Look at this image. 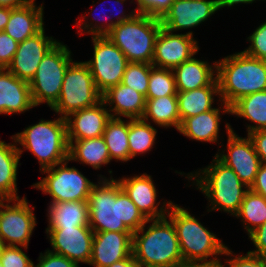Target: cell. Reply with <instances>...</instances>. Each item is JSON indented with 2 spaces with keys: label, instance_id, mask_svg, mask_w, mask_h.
<instances>
[{
  "label": "cell",
  "instance_id": "6da1fadb",
  "mask_svg": "<svg viewBox=\"0 0 266 267\" xmlns=\"http://www.w3.org/2000/svg\"><path fill=\"white\" fill-rule=\"evenodd\" d=\"M88 196L89 226L94 232H136L146 222L117 179L99 175Z\"/></svg>",
  "mask_w": 266,
  "mask_h": 267
},
{
  "label": "cell",
  "instance_id": "ab89813d",
  "mask_svg": "<svg viewBox=\"0 0 266 267\" xmlns=\"http://www.w3.org/2000/svg\"><path fill=\"white\" fill-rule=\"evenodd\" d=\"M24 247L6 246L0 262L3 267H33L34 262L22 250Z\"/></svg>",
  "mask_w": 266,
  "mask_h": 267
},
{
  "label": "cell",
  "instance_id": "e0dca14e",
  "mask_svg": "<svg viewBox=\"0 0 266 267\" xmlns=\"http://www.w3.org/2000/svg\"><path fill=\"white\" fill-rule=\"evenodd\" d=\"M57 42L52 36H46L43 28L36 35L18 43L17 51L6 69L17 78L30 82L45 54Z\"/></svg>",
  "mask_w": 266,
  "mask_h": 267
},
{
  "label": "cell",
  "instance_id": "44dd1931",
  "mask_svg": "<svg viewBox=\"0 0 266 267\" xmlns=\"http://www.w3.org/2000/svg\"><path fill=\"white\" fill-rule=\"evenodd\" d=\"M33 107L29 82L0 68V114L24 113Z\"/></svg>",
  "mask_w": 266,
  "mask_h": 267
},
{
  "label": "cell",
  "instance_id": "4fadbf2b",
  "mask_svg": "<svg viewBox=\"0 0 266 267\" xmlns=\"http://www.w3.org/2000/svg\"><path fill=\"white\" fill-rule=\"evenodd\" d=\"M225 127L228 135L227 146H225L227 151L226 148L222 149V152L218 149L219 152L215 156L231 168L240 180L250 188L261 165L260 158L248 135L244 138L240 137L227 122Z\"/></svg>",
  "mask_w": 266,
  "mask_h": 267
},
{
  "label": "cell",
  "instance_id": "3957f363",
  "mask_svg": "<svg viewBox=\"0 0 266 267\" xmlns=\"http://www.w3.org/2000/svg\"><path fill=\"white\" fill-rule=\"evenodd\" d=\"M150 222L152 224L147 225ZM132 254L139 267H176L185 264L176 229L167 216L147 220L133 233Z\"/></svg>",
  "mask_w": 266,
  "mask_h": 267
},
{
  "label": "cell",
  "instance_id": "4316f807",
  "mask_svg": "<svg viewBox=\"0 0 266 267\" xmlns=\"http://www.w3.org/2000/svg\"><path fill=\"white\" fill-rule=\"evenodd\" d=\"M12 143L0 140V200L19 199L17 191V173L20 154L13 136Z\"/></svg>",
  "mask_w": 266,
  "mask_h": 267
},
{
  "label": "cell",
  "instance_id": "603a6c76",
  "mask_svg": "<svg viewBox=\"0 0 266 267\" xmlns=\"http://www.w3.org/2000/svg\"><path fill=\"white\" fill-rule=\"evenodd\" d=\"M102 100L109 106L107 109L113 118H142L146 106V97L143 94L122 83L104 92Z\"/></svg>",
  "mask_w": 266,
  "mask_h": 267
},
{
  "label": "cell",
  "instance_id": "277c9868",
  "mask_svg": "<svg viewBox=\"0 0 266 267\" xmlns=\"http://www.w3.org/2000/svg\"><path fill=\"white\" fill-rule=\"evenodd\" d=\"M219 98L231 106L243 96L266 90V61L244 51L216 61Z\"/></svg>",
  "mask_w": 266,
  "mask_h": 267
},
{
  "label": "cell",
  "instance_id": "7402d4cb",
  "mask_svg": "<svg viewBox=\"0 0 266 267\" xmlns=\"http://www.w3.org/2000/svg\"><path fill=\"white\" fill-rule=\"evenodd\" d=\"M218 108H213L204 113H200L193 117L185 118L178 129V131L186 136L188 139L219 144V130L221 113L230 114V106L224 104L222 101ZM221 110V111H220Z\"/></svg>",
  "mask_w": 266,
  "mask_h": 267
},
{
  "label": "cell",
  "instance_id": "c3c4849f",
  "mask_svg": "<svg viewBox=\"0 0 266 267\" xmlns=\"http://www.w3.org/2000/svg\"><path fill=\"white\" fill-rule=\"evenodd\" d=\"M33 0H0L1 7L18 8L25 6Z\"/></svg>",
  "mask_w": 266,
  "mask_h": 267
},
{
  "label": "cell",
  "instance_id": "b9f144b4",
  "mask_svg": "<svg viewBox=\"0 0 266 267\" xmlns=\"http://www.w3.org/2000/svg\"><path fill=\"white\" fill-rule=\"evenodd\" d=\"M18 43L4 31L0 32V68H7L17 51Z\"/></svg>",
  "mask_w": 266,
  "mask_h": 267
},
{
  "label": "cell",
  "instance_id": "8992f818",
  "mask_svg": "<svg viewBox=\"0 0 266 267\" xmlns=\"http://www.w3.org/2000/svg\"><path fill=\"white\" fill-rule=\"evenodd\" d=\"M13 137L17 146L23 147V150L17 147L20 156L25 150L30 151L40 163V171L68 159L67 123L60 116L54 120L41 119Z\"/></svg>",
  "mask_w": 266,
  "mask_h": 267
},
{
  "label": "cell",
  "instance_id": "7bdbcfd3",
  "mask_svg": "<svg viewBox=\"0 0 266 267\" xmlns=\"http://www.w3.org/2000/svg\"><path fill=\"white\" fill-rule=\"evenodd\" d=\"M37 261L39 262L36 265L33 264V267H79L76 262L49 250L41 252Z\"/></svg>",
  "mask_w": 266,
  "mask_h": 267
},
{
  "label": "cell",
  "instance_id": "5bb4252c",
  "mask_svg": "<svg viewBox=\"0 0 266 267\" xmlns=\"http://www.w3.org/2000/svg\"><path fill=\"white\" fill-rule=\"evenodd\" d=\"M193 31L176 34L161 27L157 35L152 65L173 70L196 55L200 48Z\"/></svg>",
  "mask_w": 266,
  "mask_h": 267
},
{
  "label": "cell",
  "instance_id": "ee69618b",
  "mask_svg": "<svg viewBox=\"0 0 266 267\" xmlns=\"http://www.w3.org/2000/svg\"><path fill=\"white\" fill-rule=\"evenodd\" d=\"M255 246V250L249 252L266 258V221L248 235Z\"/></svg>",
  "mask_w": 266,
  "mask_h": 267
},
{
  "label": "cell",
  "instance_id": "d6986e66",
  "mask_svg": "<svg viewBox=\"0 0 266 267\" xmlns=\"http://www.w3.org/2000/svg\"><path fill=\"white\" fill-rule=\"evenodd\" d=\"M132 232H94L92 256L88 265L107 267L132 255Z\"/></svg>",
  "mask_w": 266,
  "mask_h": 267
},
{
  "label": "cell",
  "instance_id": "1f68e13d",
  "mask_svg": "<svg viewBox=\"0 0 266 267\" xmlns=\"http://www.w3.org/2000/svg\"><path fill=\"white\" fill-rule=\"evenodd\" d=\"M102 137L107 145L111 160L123 163L130 161L128 119L111 117L106 124Z\"/></svg>",
  "mask_w": 266,
  "mask_h": 267
},
{
  "label": "cell",
  "instance_id": "f6af8a7d",
  "mask_svg": "<svg viewBox=\"0 0 266 267\" xmlns=\"http://www.w3.org/2000/svg\"><path fill=\"white\" fill-rule=\"evenodd\" d=\"M252 140L261 163L266 164V130H257L248 134Z\"/></svg>",
  "mask_w": 266,
  "mask_h": 267
},
{
  "label": "cell",
  "instance_id": "ffe728a7",
  "mask_svg": "<svg viewBox=\"0 0 266 267\" xmlns=\"http://www.w3.org/2000/svg\"><path fill=\"white\" fill-rule=\"evenodd\" d=\"M111 114L103 100L95 106L83 108L66 117L67 140L101 137Z\"/></svg>",
  "mask_w": 266,
  "mask_h": 267
},
{
  "label": "cell",
  "instance_id": "2e32d148",
  "mask_svg": "<svg viewBox=\"0 0 266 267\" xmlns=\"http://www.w3.org/2000/svg\"><path fill=\"white\" fill-rule=\"evenodd\" d=\"M121 189L130 197L136 207L147 220L161 219L167 216L168 209L173 203L164 200L161 205L157 202V189L152 176L147 173L118 178ZM161 205V207H159Z\"/></svg>",
  "mask_w": 266,
  "mask_h": 267
},
{
  "label": "cell",
  "instance_id": "e575fe53",
  "mask_svg": "<svg viewBox=\"0 0 266 267\" xmlns=\"http://www.w3.org/2000/svg\"><path fill=\"white\" fill-rule=\"evenodd\" d=\"M114 1H115L114 4L119 5V4H123L127 0H114ZM100 4L102 5L103 3H100ZM113 8H115V7L112 6L111 10H114ZM118 12L120 13V14H118V16L116 14L110 13L112 16L109 15V17H111V18L107 17V18H109V20H108L109 22H106V23H104L106 20L101 19V18H105V19H107V18L104 17V14H101V16H99V18L101 17L100 20L104 21L101 24L98 22V19H99V18L97 19L98 16L95 15L96 18L93 16V19H90L88 22L89 17L87 18L86 14H84L83 17L78 20V22L77 21L75 22L76 23L75 25H77V27L79 28L78 29L79 31H77L78 35L81 36L82 34L86 33V34H91L92 37L93 36H106L113 29V27L116 24H120L124 21L130 20L135 15H137V12L135 9L132 10L129 14H126L125 13L126 11H122V9H120ZM112 17H114V19ZM115 18H116V20H115ZM90 21H92V22H90ZM93 21L95 23H93Z\"/></svg>",
  "mask_w": 266,
  "mask_h": 267
},
{
  "label": "cell",
  "instance_id": "f35d334b",
  "mask_svg": "<svg viewBox=\"0 0 266 267\" xmlns=\"http://www.w3.org/2000/svg\"><path fill=\"white\" fill-rule=\"evenodd\" d=\"M247 40L251 44L243 51L249 56L266 61V21L261 23Z\"/></svg>",
  "mask_w": 266,
  "mask_h": 267
},
{
  "label": "cell",
  "instance_id": "30bf717a",
  "mask_svg": "<svg viewBox=\"0 0 266 267\" xmlns=\"http://www.w3.org/2000/svg\"><path fill=\"white\" fill-rule=\"evenodd\" d=\"M69 160L56 164L55 166L42 170L46 177L34 183L31 187L41 190L44 194L51 196V202L88 201L93 181L91 182L78 169L68 167Z\"/></svg>",
  "mask_w": 266,
  "mask_h": 267
},
{
  "label": "cell",
  "instance_id": "4dcf8cb0",
  "mask_svg": "<svg viewBox=\"0 0 266 267\" xmlns=\"http://www.w3.org/2000/svg\"><path fill=\"white\" fill-rule=\"evenodd\" d=\"M142 119L149 123L154 122L159 127H174L178 131L181 120L178 111L177 95L146 99Z\"/></svg>",
  "mask_w": 266,
  "mask_h": 267
},
{
  "label": "cell",
  "instance_id": "d6a6232c",
  "mask_svg": "<svg viewBox=\"0 0 266 267\" xmlns=\"http://www.w3.org/2000/svg\"><path fill=\"white\" fill-rule=\"evenodd\" d=\"M157 130L142 118L128 120V142L130 160L137 155L145 154L154 148Z\"/></svg>",
  "mask_w": 266,
  "mask_h": 267
},
{
  "label": "cell",
  "instance_id": "9a60e30c",
  "mask_svg": "<svg viewBox=\"0 0 266 267\" xmlns=\"http://www.w3.org/2000/svg\"><path fill=\"white\" fill-rule=\"evenodd\" d=\"M52 250L50 252L65 256L79 263L89 264L92 256L94 231L90 226L69 228H46Z\"/></svg>",
  "mask_w": 266,
  "mask_h": 267
},
{
  "label": "cell",
  "instance_id": "ba28073f",
  "mask_svg": "<svg viewBox=\"0 0 266 267\" xmlns=\"http://www.w3.org/2000/svg\"><path fill=\"white\" fill-rule=\"evenodd\" d=\"M71 53L67 45L58 41L45 54L35 76L29 82L35 107L47 103L51 108L58 101L65 72L73 62Z\"/></svg>",
  "mask_w": 266,
  "mask_h": 267
},
{
  "label": "cell",
  "instance_id": "f5cc1de1",
  "mask_svg": "<svg viewBox=\"0 0 266 267\" xmlns=\"http://www.w3.org/2000/svg\"><path fill=\"white\" fill-rule=\"evenodd\" d=\"M6 247L4 241L0 238V258L2 256V252L4 250V248Z\"/></svg>",
  "mask_w": 266,
  "mask_h": 267
},
{
  "label": "cell",
  "instance_id": "5b68a950",
  "mask_svg": "<svg viewBox=\"0 0 266 267\" xmlns=\"http://www.w3.org/2000/svg\"><path fill=\"white\" fill-rule=\"evenodd\" d=\"M186 175L185 178L193 180L196 189L208 199L210 204L208 203L207 212L220 210L234 217L249 190L238 175L215 155L207 167Z\"/></svg>",
  "mask_w": 266,
  "mask_h": 267
},
{
  "label": "cell",
  "instance_id": "f907efd6",
  "mask_svg": "<svg viewBox=\"0 0 266 267\" xmlns=\"http://www.w3.org/2000/svg\"><path fill=\"white\" fill-rule=\"evenodd\" d=\"M11 8L0 6V32L4 31L10 18Z\"/></svg>",
  "mask_w": 266,
  "mask_h": 267
},
{
  "label": "cell",
  "instance_id": "bcb514c9",
  "mask_svg": "<svg viewBox=\"0 0 266 267\" xmlns=\"http://www.w3.org/2000/svg\"><path fill=\"white\" fill-rule=\"evenodd\" d=\"M249 189L266 199V164L261 163L255 181Z\"/></svg>",
  "mask_w": 266,
  "mask_h": 267
},
{
  "label": "cell",
  "instance_id": "60d3db41",
  "mask_svg": "<svg viewBox=\"0 0 266 267\" xmlns=\"http://www.w3.org/2000/svg\"><path fill=\"white\" fill-rule=\"evenodd\" d=\"M137 13L161 19L175 0H135Z\"/></svg>",
  "mask_w": 266,
  "mask_h": 267
},
{
  "label": "cell",
  "instance_id": "74e56055",
  "mask_svg": "<svg viewBox=\"0 0 266 267\" xmlns=\"http://www.w3.org/2000/svg\"><path fill=\"white\" fill-rule=\"evenodd\" d=\"M226 247L224 255L230 257L221 263L220 267H266V258L247 252L245 255H236ZM232 257V258H231Z\"/></svg>",
  "mask_w": 266,
  "mask_h": 267
},
{
  "label": "cell",
  "instance_id": "f1b7e54d",
  "mask_svg": "<svg viewBox=\"0 0 266 267\" xmlns=\"http://www.w3.org/2000/svg\"><path fill=\"white\" fill-rule=\"evenodd\" d=\"M47 228L89 226L88 202L70 201L50 204Z\"/></svg>",
  "mask_w": 266,
  "mask_h": 267
},
{
  "label": "cell",
  "instance_id": "8d00e7d4",
  "mask_svg": "<svg viewBox=\"0 0 266 267\" xmlns=\"http://www.w3.org/2000/svg\"><path fill=\"white\" fill-rule=\"evenodd\" d=\"M152 64L129 62L123 75L122 84L146 97Z\"/></svg>",
  "mask_w": 266,
  "mask_h": 267
},
{
  "label": "cell",
  "instance_id": "cb8c5ba5",
  "mask_svg": "<svg viewBox=\"0 0 266 267\" xmlns=\"http://www.w3.org/2000/svg\"><path fill=\"white\" fill-rule=\"evenodd\" d=\"M35 1L22 7L11 8L4 32L17 43L36 35L44 28V5L42 3L37 6Z\"/></svg>",
  "mask_w": 266,
  "mask_h": 267
},
{
  "label": "cell",
  "instance_id": "52a82bcc",
  "mask_svg": "<svg viewBox=\"0 0 266 267\" xmlns=\"http://www.w3.org/2000/svg\"><path fill=\"white\" fill-rule=\"evenodd\" d=\"M161 27L160 19L137 13L132 19L116 24L106 36L129 62L152 64L155 41Z\"/></svg>",
  "mask_w": 266,
  "mask_h": 267
},
{
  "label": "cell",
  "instance_id": "f546056e",
  "mask_svg": "<svg viewBox=\"0 0 266 267\" xmlns=\"http://www.w3.org/2000/svg\"><path fill=\"white\" fill-rule=\"evenodd\" d=\"M230 114L255 124H247V135L253 131L266 130V90L241 97L230 106Z\"/></svg>",
  "mask_w": 266,
  "mask_h": 267
},
{
  "label": "cell",
  "instance_id": "d4e9b609",
  "mask_svg": "<svg viewBox=\"0 0 266 267\" xmlns=\"http://www.w3.org/2000/svg\"><path fill=\"white\" fill-rule=\"evenodd\" d=\"M177 91H191L208 86L217 74L216 61L212 65L195 58L183 62L173 69Z\"/></svg>",
  "mask_w": 266,
  "mask_h": 267
},
{
  "label": "cell",
  "instance_id": "83f0119b",
  "mask_svg": "<svg viewBox=\"0 0 266 267\" xmlns=\"http://www.w3.org/2000/svg\"><path fill=\"white\" fill-rule=\"evenodd\" d=\"M68 143L69 161L89 165L95 170L101 169L102 165H107L112 161L102 136L82 140H68Z\"/></svg>",
  "mask_w": 266,
  "mask_h": 267
},
{
  "label": "cell",
  "instance_id": "9c48e42d",
  "mask_svg": "<svg viewBox=\"0 0 266 267\" xmlns=\"http://www.w3.org/2000/svg\"><path fill=\"white\" fill-rule=\"evenodd\" d=\"M101 100L102 94L95 86L88 65L73 61L65 72L59 99L50 109L66 118L83 108L95 106Z\"/></svg>",
  "mask_w": 266,
  "mask_h": 267
},
{
  "label": "cell",
  "instance_id": "7a4b0ae2",
  "mask_svg": "<svg viewBox=\"0 0 266 267\" xmlns=\"http://www.w3.org/2000/svg\"><path fill=\"white\" fill-rule=\"evenodd\" d=\"M192 215L188 209L175 203L171 204L167 213L176 229L184 263L220 267L222 262L219 257L224 255L227 246Z\"/></svg>",
  "mask_w": 266,
  "mask_h": 267
},
{
  "label": "cell",
  "instance_id": "7dc6e473",
  "mask_svg": "<svg viewBox=\"0 0 266 267\" xmlns=\"http://www.w3.org/2000/svg\"><path fill=\"white\" fill-rule=\"evenodd\" d=\"M257 0H217V6L218 10L222 9L224 7H232L236 4H252L253 2H256ZM260 1V0H259ZM264 1V0H262Z\"/></svg>",
  "mask_w": 266,
  "mask_h": 267
},
{
  "label": "cell",
  "instance_id": "ac0fdd59",
  "mask_svg": "<svg viewBox=\"0 0 266 267\" xmlns=\"http://www.w3.org/2000/svg\"><path fill=\"white\" fill-rule=\"evenodd\" d=\"M218 11L217 0H175L160 19L171 32L197 27Z\"/></svg>",
  "mask_w": 266,
  "mask_h": 267
},
{
  "label": "cell",
  "instance_id": "7c38bea8",
  "mask_svg": "<svg viewBox=\"0 0 266 267\" xmlns=\"http://www.w3.org/2000/svg\"><path fill=\"white\" fill-rule=\"evenodd\" d=\"M27 201L24 196L0 200V238L6 246L28 249L37 221L33 212L35 207L29 206Z\"/></svg>",
  "mask_w": 266,
  "mask_h": 267
},
{
  "label": "cell",
  "instance_id": "836d02e7",
  "mask_svg": "<svg viewBox=\"0 0 266 267\" xmlns=\"http://www.w3.org/2000/svg\"><path fill=\"white\" fill-rule=\"evenodd\" d=\"M234 217L240 218L249 235L266 221V199L249 189L245 193L240 209Z\"/></svg>",
  "mask_w": 266,
  "mask_h": 267
},
{
  "label": "cell",
  "instance_id": "8fae6325",
  "mask_svg": "<svg viewBox=\"0 0 266 267\" xmlns=\"http://www.w3.org/2000/svg\"><path fill=\"white\" fill-rule=\"evenodd\" d=\"M91 39L93 58L84 62L89 67L97 90L103 94L122 82L129 61L107 36H93Z\"/></svg>",
  "mask_w": 266,
  "mask_h": 267
},
{
  "label": "cell",
  "instance_id": "484cf974",
  "mask_svg": "<svg viewBox=\"0 0 266 267\" xmlns=\"http://www.w3.org/2000/svg\"><path fill=\"white\" fill-rule=\"evenodd\" d=\"M219 96L217 77L208 85L191 91H177L178 111L181 122L214 108L215 98Z\"/></svg>",
  "mask_w": 266,
  "mask_h": 267
},
{
  "label": "cell",
  "instance_id": "816d5d0a",
  "mask_svg": "<svg viewBox=\"0 0 266 267\" xmlns=\"http://www.w3.org/2000/svg\"><path fill=\"white\" fill-rule=\"evenodd\" d=\"M176 267H214L208 264H194V263H185Z\"/></svg>",
  "mask_w": 266,
  "mask_h": 267
},
{
  "label": "cell",
  "instance_id": "d590c367",
  "mask_svg": "<svg viewBox=\"0 0 266 267\" xmlns=\"http://www.w3.org/2000/svg\"><path fill=\"white\" fill-rule=\"evenodd\" d=\"M177 95L173 70L153 66L150 71L146 99Z\"/></svg>",
  "mask_w": 266,
  "mask_h": 267
},
{
  "label": "cell",
  "instance_id": "681fc988",
  "mask_svg": "<svg viewBox=\"0 0 266 267\" xmlns=\"http://www.w3.org/2000/svg\"><path fill=\"white\" fill-rule=\"evenodd\" d=\"M107 267H139V265L137 264L132 254L128 258H124Z\"/></svg>",
  "mask_w": 266,
  "mask_h": 267
}]
</instances>
